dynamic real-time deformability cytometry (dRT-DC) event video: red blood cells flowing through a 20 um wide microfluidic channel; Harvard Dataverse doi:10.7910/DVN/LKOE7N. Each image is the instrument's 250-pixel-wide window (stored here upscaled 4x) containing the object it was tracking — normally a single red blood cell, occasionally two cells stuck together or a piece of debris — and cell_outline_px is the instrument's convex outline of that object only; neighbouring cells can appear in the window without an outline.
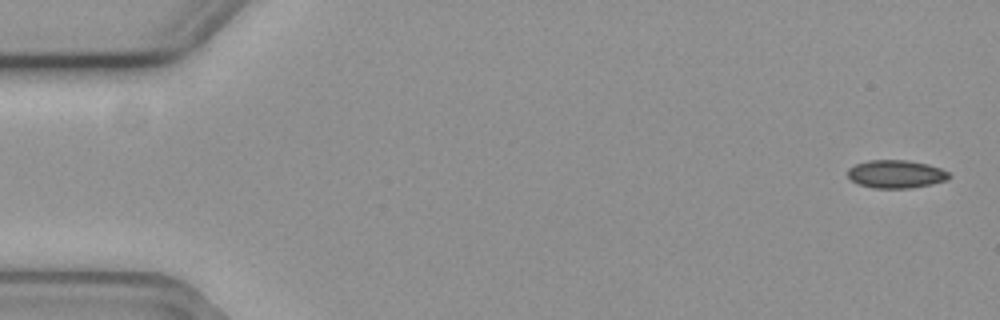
{"species": "common noctule bat (a hibernating species)", "species_latin": "Nyctalus noctula", "temperature_condition": "cold", "stored_images_in_passage": 4, "camera_frame_rate_fps": 3000, "um_per_image_px": 0.085, "animal": {"sex": "female", "body_mass_g": 19.3, "forearm_length_mm": 54.1}, "frame": {"image": 1, "passage_image": 1, "time_ms": 0.0, "image_size_px": [1000, 320], "cell_outline_px": [[952, 176], [948, 180], [932, 184], [912, 188], [872, 188], [860, 184], [852, 180], [848, 176], [848, 168], [856, 164], [868, 160], [904, 160], [928, 164], [940, 168], [948, 172]], "centroid_in_image_um": [76.19, 14.8], "position_along_channel_um": 8.8, "area_um2": 16.59}}
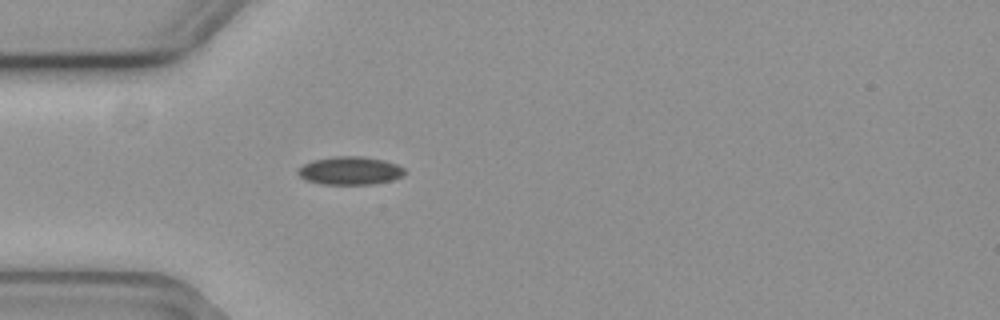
{"frame": {"image": 2, "passage_image": 4, "time_ms": 1.0, "image_size_px": [1000, 320], "cell_outline_px": [[404, 176], [392, 180], [372, 184], [320, 184], [304, 180], [296, 172], [304, 164], [312, 160], [332, 156], [364, 156], [384, 160], [396, 164], [404, 168]], "centroid_in_image_um": [29.74, 14.5], "position_along_channel_um": 55.3, "area_um2": 17.63}}